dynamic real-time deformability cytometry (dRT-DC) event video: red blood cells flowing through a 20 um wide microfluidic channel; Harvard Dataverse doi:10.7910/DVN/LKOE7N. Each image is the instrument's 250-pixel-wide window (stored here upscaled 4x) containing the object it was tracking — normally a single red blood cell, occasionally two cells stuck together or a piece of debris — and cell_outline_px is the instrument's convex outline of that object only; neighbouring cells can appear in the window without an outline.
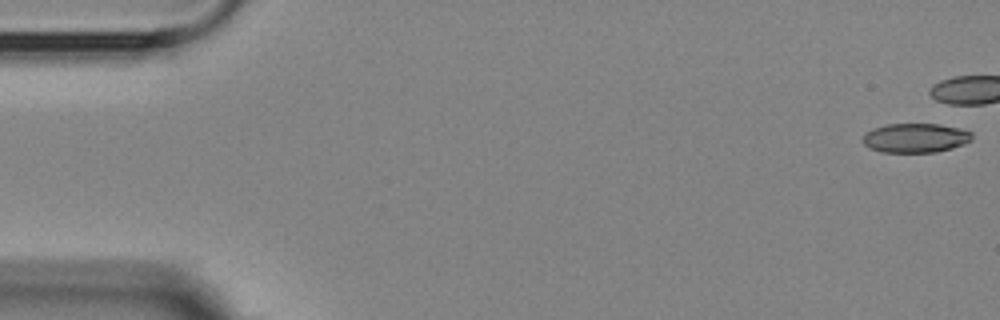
{"species": "Egyptian fruit bat (a non-hibernating species)", "species_latin": "Rousettus aegyptiacus", "temperature_condition": "room temperature", "stored_images_in_passage": 13, "camera_frame_rate_fps": 3000, "um_per_image_px": 0.085, "animal": {"sex": "female"}, "frame": {"image": 1, "passage_image": 1, "time_ms": 0.0, "image_size_px": [1000, 320], "cell_outline_px": [[972, 140], [964, 144], [952, 148], [936, 152], [880, 152], [864, 144], [860, 140], [872, 128], [888, 124], [940, 124], [972, 132]], "centroid_in_image_um": [77.81, 11.73], "position_along_channel_um": 7.2, "area_um2": 18.55}}